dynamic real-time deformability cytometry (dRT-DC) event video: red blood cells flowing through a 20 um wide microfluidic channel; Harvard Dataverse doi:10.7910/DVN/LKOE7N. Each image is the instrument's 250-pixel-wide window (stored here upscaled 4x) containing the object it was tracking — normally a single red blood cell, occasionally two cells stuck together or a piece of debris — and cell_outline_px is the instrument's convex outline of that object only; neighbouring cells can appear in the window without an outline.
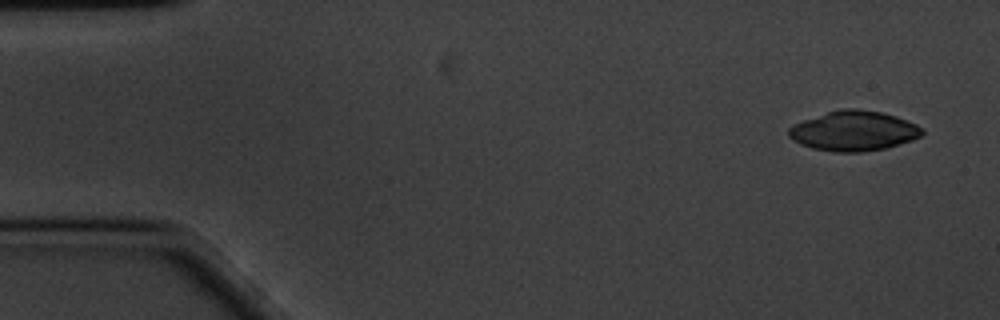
{"species": "common noctule bat (a hibernating species)", "species_latin": "Nyctalus noctula", "temperature_condition": "cold", "stored_images_in_passage": 56, "camera_frame_rate_fps": 3000, "um_per_image_px": 0.085, "animal": {"sex": "male", "body_mass_g": 20.1, "forearm_length_mm": 53.5}, "frame": {"image": 1, "passage_image": 1, "time_ms": 0.0, "image_size_px": [1000, 320], "cell_outline_px": [[924, 132], [920, 136], [912, 140], [884, 148], [860, 152], [836, 152], [812, 148], [800, 144], [792, 140], [788, 136], [788, 128], [804, 120], [828, 112], [844, 108], [856, 108], [880, 112], [896, 116], [916, 124]], "centroid_in_image_um": [72.55, 11.13], "position_along_channel_um": 12.5, "area_um2": 30.69}}